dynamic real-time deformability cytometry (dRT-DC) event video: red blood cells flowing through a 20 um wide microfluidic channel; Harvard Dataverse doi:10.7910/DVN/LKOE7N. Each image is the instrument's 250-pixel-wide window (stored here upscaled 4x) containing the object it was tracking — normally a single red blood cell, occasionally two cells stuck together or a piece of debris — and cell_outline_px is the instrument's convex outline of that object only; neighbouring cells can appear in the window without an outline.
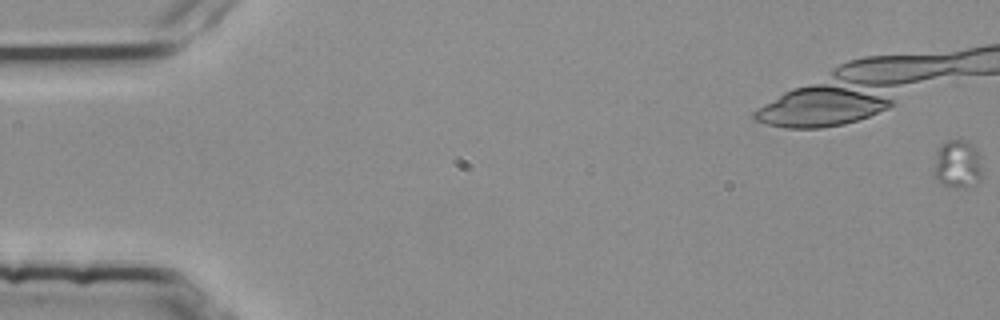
{"species": "common noctule bat (a hibernating species)", "species_latin": "Nyctalus noctula", "temperature_condition": "room temperature", "stored_images_in_passage": 19, "camera_frame_rate_fps": 3000, "um_per_image_px": 0.085, "animal": {"sex": "female", "body_mass_g": 25.1}, "frame": {"image": 1, "passage_image": 1, "time_ms": 0.0, "image_size_px": [1000, 320], "cell_outline_px": [[980, 176], [976, 180], [964, 188], [940, 184], [936, 180], [936, 160], [940, 148], [948, 140], [968, 140], [972, 144], [980, 156]], "centroid_in_image_um": [81.41, 13.93], "position_along_channel_um": 3.6, "area_um2": 12.83}}